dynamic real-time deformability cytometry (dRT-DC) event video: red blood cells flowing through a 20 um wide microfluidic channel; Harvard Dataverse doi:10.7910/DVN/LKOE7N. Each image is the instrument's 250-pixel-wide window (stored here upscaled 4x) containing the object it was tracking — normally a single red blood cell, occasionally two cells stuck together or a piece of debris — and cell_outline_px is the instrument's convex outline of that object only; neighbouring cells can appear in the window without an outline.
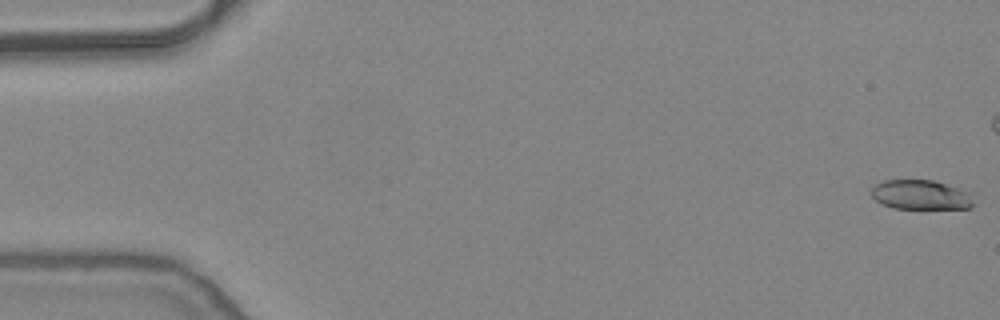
{"species": "common noctule bat (a hibernating species)", "species_latin": "Nyctalus noctula", "temperature_condition": "warm", "stored_images_in_passage": 44, "camera_frame_rate_fps": 3000, "um_per_image_px": 0.085, "animal": {"sex": "female", "body_mass_g": 24.6, "forearm_length_mm": 56.2}, "frame": {"image": 1, "passage_image": 1, "time_ms": 0.0, "image_size_px": [1000, 320], "cell_outline_px": [[972, 208], [892, 208], [880, 204], [872, 196], [872, 188], [876, 184], [884, 180], [932, 180], [960, 188], [968, 192], [972, 204]], "centroid_in_image_um": [78.22, 16.56], "position_along_channel_um": 6.8, "area_um2": 17.4}}
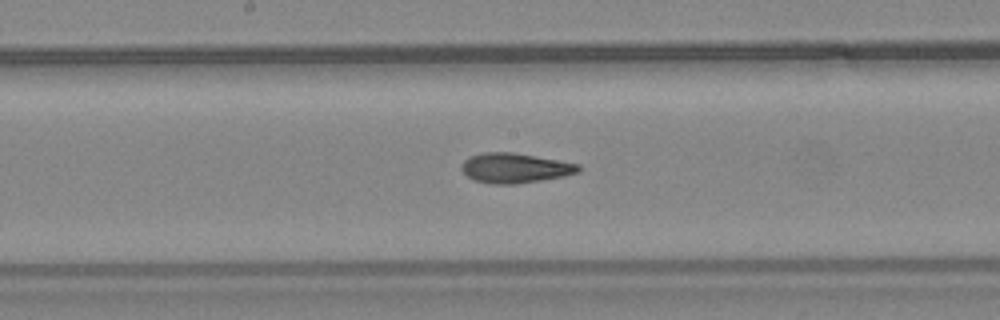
{"frame": {"image": 2, "passage_image": 28, "time_ms": 9.0, "image_size_px": [1000, 320], "cell_outline_px": [[580, 172], [564, 176], [516, 184], [492, 184], [472, 180], [460, 168], [460, 164], [468, 156], [484, 152], [512, 152], [580, 164]], "centroid_in_image_um": [43.73, 14.28], "position_along_channel_um": 204.5, "area_um2": 20.4}}
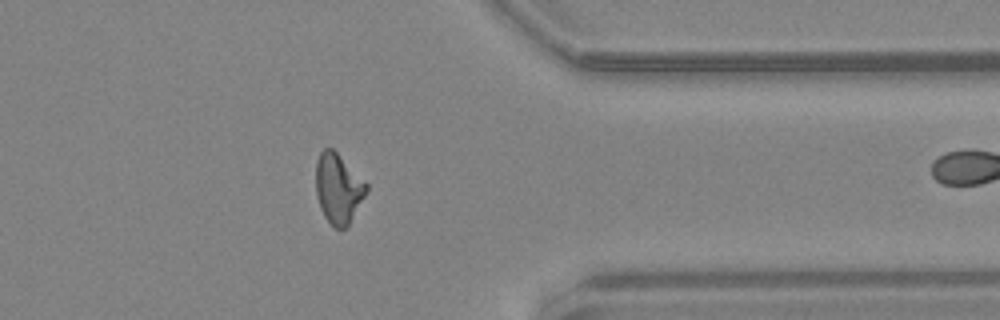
{"frame": {"image": 3, "passage_image": 43, "time_ms": 14.0, "image_size_px": [1000, 320], "cell_outline_px": [[368, 188], [364, 196], [348, 224], [344, 228], [336, 228], [324, 216], [320, 208], [316, 192], [316, 160], [320, 152], [324, 148], [332, 148], [368, 184]], "centroid_in_image_um": [28.73, 15.99], "position_along_channel_um": 382.7, "area_um2": 20.11}}